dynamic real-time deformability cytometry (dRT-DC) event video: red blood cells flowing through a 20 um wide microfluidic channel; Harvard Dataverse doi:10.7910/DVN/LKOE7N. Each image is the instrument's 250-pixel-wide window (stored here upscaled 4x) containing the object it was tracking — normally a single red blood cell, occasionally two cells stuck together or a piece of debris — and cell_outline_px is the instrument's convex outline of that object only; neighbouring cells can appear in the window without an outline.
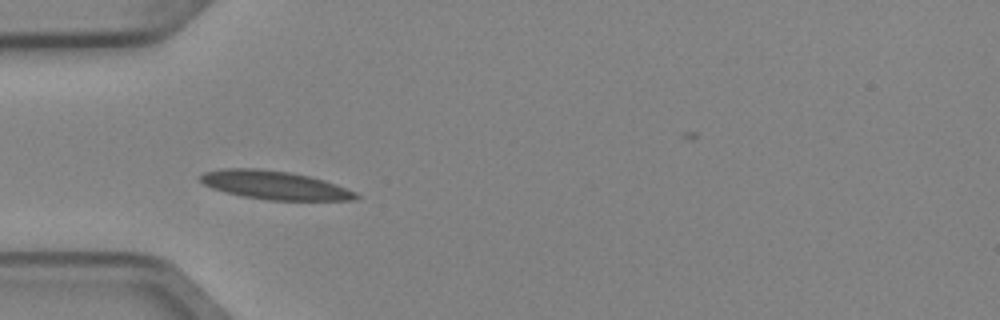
{"species": "Egyptian fruit bat (a non-hibernating species)", "species_latin": "Rousettus aegyptiacus", "temperature_condition": "cold", "stored_images_in_passage": 5, "camera_frame_rate_fps": 3000, "um_per_image_px": 0.085, "animal": {"sex": "female"}, "frame": {"image": 1, "passage_image": 3, "time_ms": 0.667, "image_size_px": [1000, 320], "cell_outline_px": [[360, 196], [356, 200], [268, 200], [244, 196], [224, 192], [212, 188], [204, 184], [200, 180], [200, 176], [204, 172], [220, 168], [256, 168], [288, 172], [308, 176], [324, 180], [336, 184], [356, 192]], "centroid_in_image_um": [23.34, 15.74], "position_along_channel_um": 61.7, "area_um2": 25.78}}
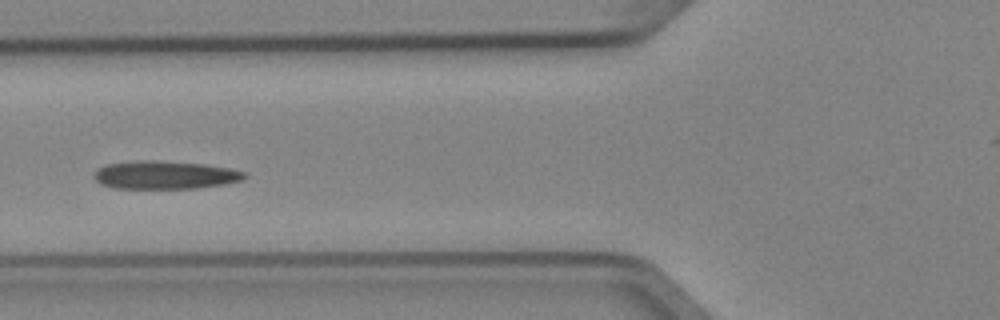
{"frame": {"image": 2, "passage_image": 4, "time_ms": 1.0, "image_size_px": [1000, 320], "cell_outline_px": [[248, 176], [244, 180], [224, 184], [196, 188], [116, 188], [100, 184], [96, 180], [92, 172], [96, 168], [104, 164], [136, 160], [160, 160], [204, 164], [232, 168], [248, 172]], "centroid_in_image_um": [14.03, 14.85], "position_along_channel_um": 111.8, "area_um2": 25.14}}